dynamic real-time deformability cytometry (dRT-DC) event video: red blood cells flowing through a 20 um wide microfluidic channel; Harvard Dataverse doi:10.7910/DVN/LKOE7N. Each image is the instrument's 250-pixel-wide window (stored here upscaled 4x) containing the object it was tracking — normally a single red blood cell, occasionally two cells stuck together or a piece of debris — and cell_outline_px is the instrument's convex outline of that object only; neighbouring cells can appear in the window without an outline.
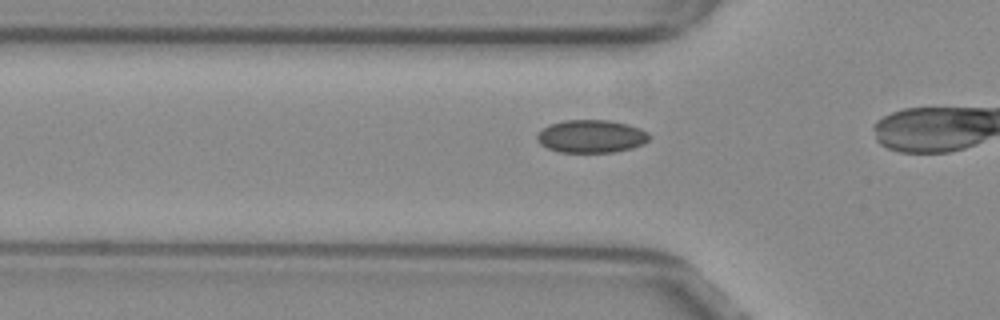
{"species": "common noctule bat (a hibernating species)", "species_latin": "Nyctalus noctula", "temperature_condition": "warm", "stored_images_in_passage": 18, "camera_frame_rate_fps": 3000, "um_per_image_px": 0.085, "animal": {"sex": "female", "body_mass_g": 29.2, "forearm_length_mm": 56.3}, "frame": {"image": 1, "passage_image": 13, "time_ms": 4.0, "image_size_px": [1000, 320], "cell_outline_px": [[648, 140], [644, 144], [632, 148], [612, 152], [560, 152], [548, 148], [540, 144], [536, 140], [536, 136], [548, 124], [564, 120], [608, 120], [628, 124], [640, 128], [648, 132]], "centroid_in_image_um": [50.25, 11.58], "position_along_channel_um": 75.6, "area_um2": 21.5}}
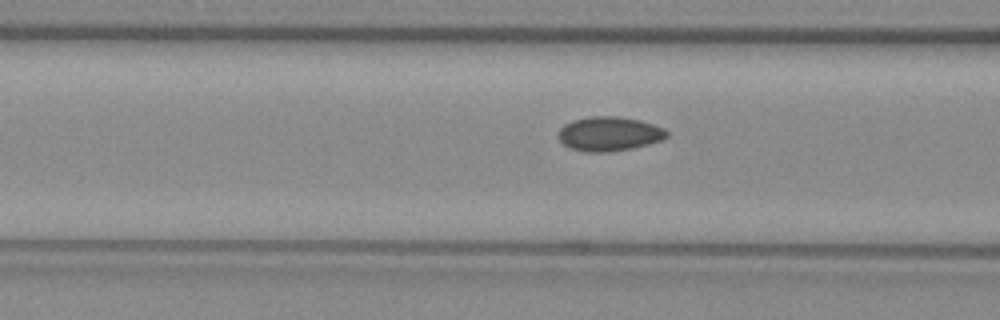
{"frame": {"image": 2, "passage_image": 16, "time_ms": 5.0, "image_size_px": [1000, 320], "cell_outline_px": [[668, 136], [660, 140], [648, 144], [632, 148], [608, 152], [584, 152], [572, 148], [564, 144], [556, 136], [560, 128], [564, 124], [572, 120], [588, 116], [616, 116], [640, 120], [664, 128], [668, 132]], "centroid_in_image_um": [51.75, 11.37], "position_along_channel_um": 114.9, "area_um2": 21.73}}